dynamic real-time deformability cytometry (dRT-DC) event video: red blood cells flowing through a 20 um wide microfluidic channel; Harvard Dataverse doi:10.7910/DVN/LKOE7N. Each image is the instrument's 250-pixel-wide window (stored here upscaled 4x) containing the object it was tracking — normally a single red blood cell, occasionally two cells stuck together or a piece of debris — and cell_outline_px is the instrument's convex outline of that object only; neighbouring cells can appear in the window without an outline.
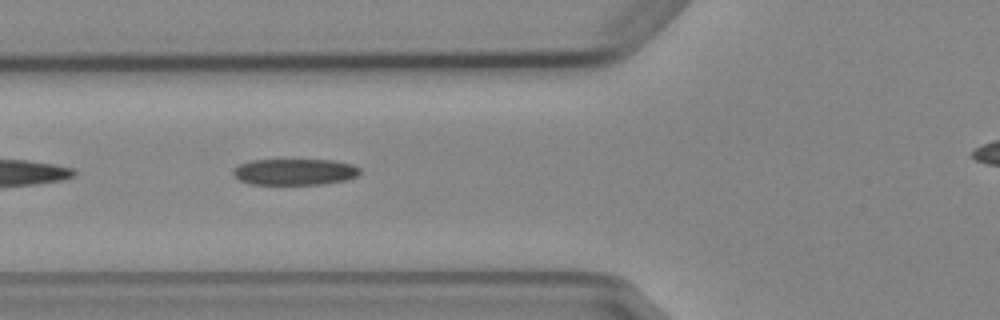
{"species": "Egyptian fruit bat (a non-hibernating species)", "species_latin": "Rousettus aegyptiacus", "temperature_condition": "cold", "stored_images_in_passage": 6, "segment_of_instrument_passage": [2, 2], "camera_frame_rate_fps": 3000, "um_per_image_px": 0.085, "animal": {"sex": "female"}, "frame": {"image": 1, "passage_image": 6, "time_ms": 5.667, "image_size_px": [1000, 320], "cell_outline_px": [[360, 172], [356, 176], [348, 180], [324, 184], [248, 184], [240, 180], [232, 172], [232, 168], [248, 160], [336, 160], [352, 164], [360, 168]], "centroid_in_image_um": [25.06, 14.6], "position_along_channel_um": 100.7, "area_um2": 19.59}}